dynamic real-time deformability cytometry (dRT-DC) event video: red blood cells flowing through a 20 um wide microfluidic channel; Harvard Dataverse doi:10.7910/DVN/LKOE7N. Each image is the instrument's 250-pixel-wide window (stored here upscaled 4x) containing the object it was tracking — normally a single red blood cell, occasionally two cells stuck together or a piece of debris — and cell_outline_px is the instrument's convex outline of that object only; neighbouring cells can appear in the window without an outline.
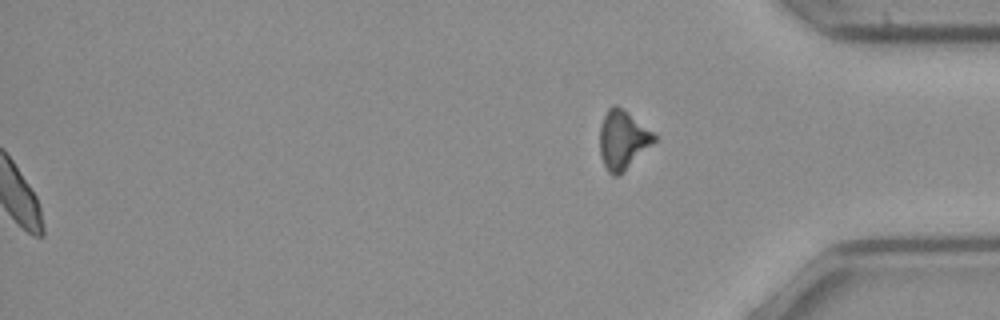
{"species": "common noctule bat (a hibernating species)", "species_latin": "Nyctalus noctula", "temperature_condition": "cold", "stored_images_in_passage": 52, "segment_of_instrument_passage": [2, 2], "camera_frame_rate_fps": 3000, "um_per_image_px": 0.085, "animal": {"sex": "female", "body_mass_g": 21.9}, "frame": {"image": 1, "passage_image": 52, "time_ms": 17.0, "image_size_px": [1000, 320], "cell_outline_px": [[656, 140], [620, 176], [612, 176], [608, 172], [600, 156], [600, 124], [608, 108], [612, 104], [616, 104], [628, 112], [652, 132], [656, 136]], "centroid_in_image_um": [52.91, 11.89], "position_along_channel_um": 382.3, "area_um2": 18.61}}